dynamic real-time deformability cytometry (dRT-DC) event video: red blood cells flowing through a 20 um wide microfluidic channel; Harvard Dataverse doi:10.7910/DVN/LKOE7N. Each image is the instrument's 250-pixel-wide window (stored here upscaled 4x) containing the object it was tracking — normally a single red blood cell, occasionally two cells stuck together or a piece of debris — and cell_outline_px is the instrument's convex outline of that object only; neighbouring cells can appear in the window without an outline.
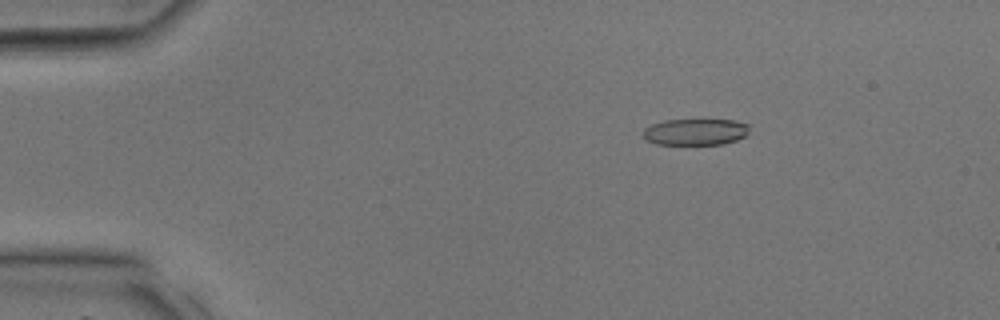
{"species": "common noctule bat (a hibernating species)", "species_latin": "Nyctalus noctula", "temperature_condition": "room temperature", "stored_images_in_passage": 36, "camera_frame_rate_fps": 3000, "um_per_image_px": 0.085, "animal": {"sex": "male", "body_mass_g": 17.9, "forearm_length_mm": 54.2}, "frame": {"image": 1, "passage_image": 6, "time_ms": 1.667, "image_size_px": [1000, 320], "cell_outline_px": [[748, 132], [744, 136], [736, 140], [724, 144], [656, 144], [644, 140], [644, 128], [652, 124], [664, 120], [736, 120], [748, 124]], "centroid_in_image_um": [59.1, 11.21], "position_along_channel_um": 25.9, "area_um2": 16.36}}
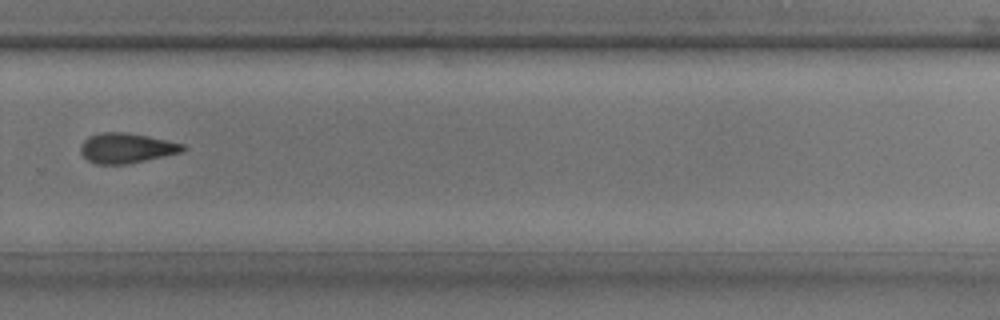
{"frame": {"image": 2, "passage_image": 25, "time_ms": 8.0, "image_size_px": [1000, 320], "cell_outline_px": [[188, 148], [180, 152], [128, 164], [96, 164], [88, 160], [80, 152], [80, 144], [88, 136], [100, 132], [124, 132], [148, 136], [184, 144]], "centroid_in_image_um": [10.71, 12.58], "position_along_channel_um": 319.1, "area_um2": 17.86}}
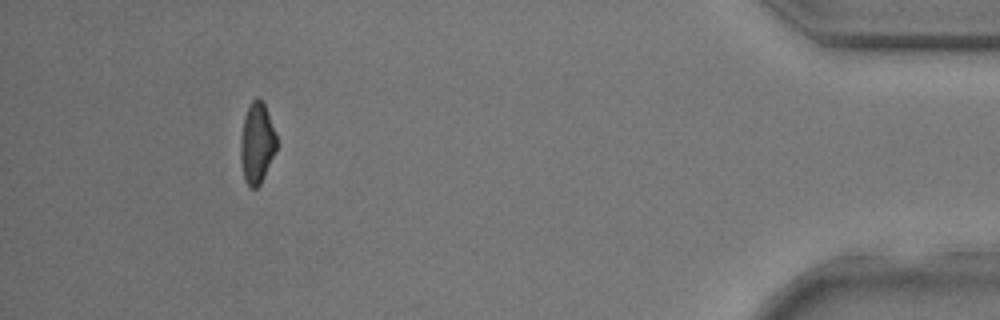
{"frame": {"image": 3, "passage_image": 33, "time_ms": 10.667, "image_size_px": [1000, 320], "cell_outline_px": [[276, 148], [264, 176], [260, 184], [256, 188], [252, 188], [244, 180], [240, 160], [240, 140], [244, 116], [252, 100], [260, 100], [264, 104], [276, 132]], "centroid_in_image_um": [21.82, 12.19], "position_along_channel_um": 413.4, "area_um2": 16.7}}